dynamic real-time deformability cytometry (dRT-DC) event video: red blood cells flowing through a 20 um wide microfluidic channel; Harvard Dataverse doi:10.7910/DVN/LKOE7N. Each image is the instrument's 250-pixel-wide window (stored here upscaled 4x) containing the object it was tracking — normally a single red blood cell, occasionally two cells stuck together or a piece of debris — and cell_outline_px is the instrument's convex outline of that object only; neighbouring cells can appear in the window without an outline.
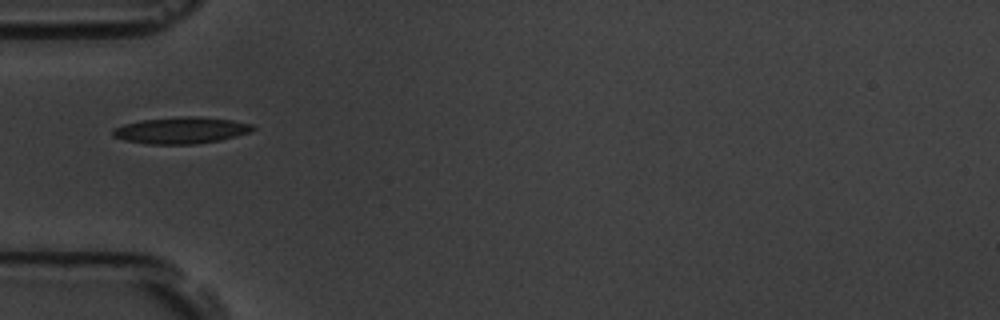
{"species": "common noctule bat (a hibernating species)", "species_latin": "Nyctalus noctula", "temperature_condition": "room temperature", "stored_images_in_passage": 5, "camera_frame_rate_fps": 3000, "um_per_image_px": 0.085, "animal": {"sex": "male", "body_mass_g": 19.5, "forearm_length_mm": 54.6}, "frame": {"image": 1, "passage_image": 1, "time_ms": 0.0, "image_size_px": [1000, 320], "cell_outline_px": [[256, 128], [248, 132], [236, 136], [220, 140], [196, 144], [148, 144], [124, 140], [112, 136], [112, 128], [124, 124], [140, 120], [176, 116], [200, 116], [232, 120], [252, 124]], "centroid_in_image_um": [15.36, 11.07], "position_along_channel_um": 69.6, "area_um2": 21.85}}
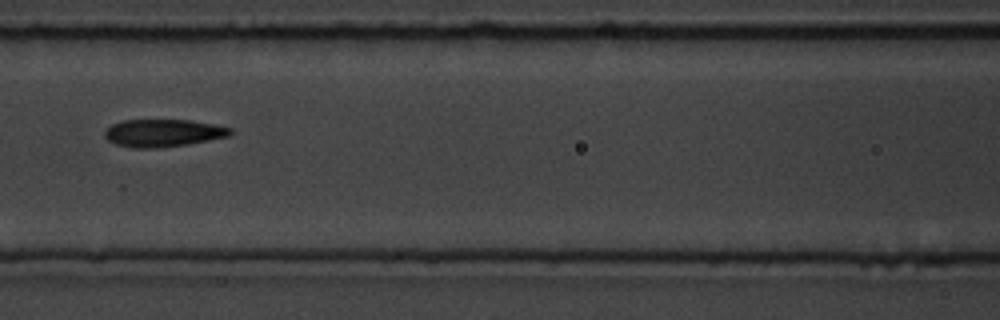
{"frame": {"image": 2, "passage_image": 3, "time_ms": 2.333, "image_size_px": [1000, 320], "cell_outline_px": [[232, 132], [228, 136], [188, 144], [156, 148], [136, 148], [116, 144], [108, 140], [104, 136], [104, 132], [112, 124], [124, 120], [188, 120], [212, 124], [232, 128]], "centroid_in_image_um": [13.84, 11.3], "position_along_channel_um": 152.8, "area_um2": 19.94}}
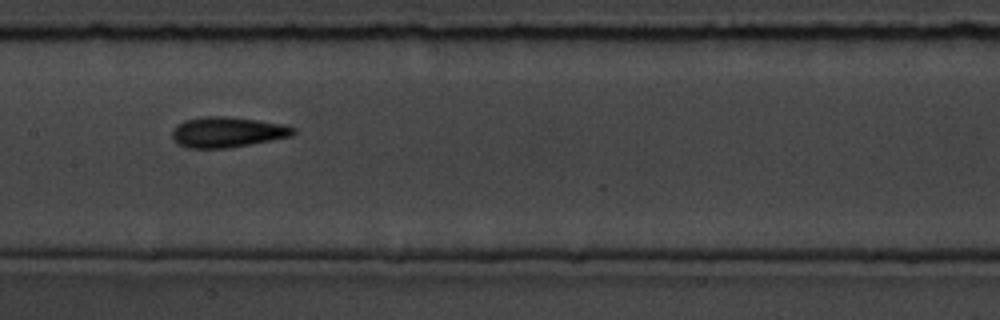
{"frame": {"image": 3, "passage_image": 4, "time_ms": 3.333, "image_size_px": [1000, 320], "cell_outline_px": [[296, 132], [292, 136], [272, 140], [228, 148], [188, 148], [172, 140], [172, 132], [176, 124], [184, 120], [204, 116], [220, 116], [260, 120], [288, 124], [296, 128]], "centroid_in_image_um": [19.35, 11.22], "position_along_channel_um": 188.0, "area_um2": 21.73}}